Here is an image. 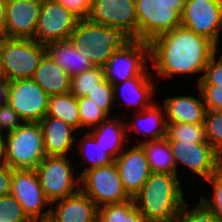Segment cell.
Returning <instances> with one entry per match:
<instances>
[{
	"mask_svg": "<svg viewBox=\"0 0 222 222\" xmlns=\"http://www.w3.org/2000/svg\"><path fill=\"white\" fill-rule=\"evenodd\" d=\"M217 46L204 36L179 26L150 42V58L158 76L204 72Z\"/></svg>",
	"mask_w": 222,
	"mask_h": 222,
	"instance_id": "6da1fadb",
	"label": "cell"
},
{
	"mask_svg": "<svg viewBox=\"0 0 222 222\" xmlns=\"http://www.w3.org/2000/svg\"><path fill=\"white\" fill-rule=\"evenodd\" d=\"M178 175L151 172L133 200L147 222H175L186 203Z\"/></svg>",
	"mask_w": 222,
	"mask_h": 222,
	"instance_id": "7a4b0ae2",
	"label": "cell"
},
{
	"mask_svg": "<svg viewBox=\"0 0 222 222\" xmlns=\"http://www.w3.org/2000/svg\"><path fill=\"white\" fill-rule=\"evenodd\" d=\"M130 38L119 28L92 23L89 19L78 20L70 41L94 66H104L116 49Z\"/></svg>",
	"mask_w": 222,
	"mask_h": 222,
	"instance_id": "3957f363",
	"label": "cell"
},
{
	"mask_svg": "<svg viewBox=\"0 0 222 222\" xmlns=\"http://www.w3.org/2000/svg\"><path fill=\"white\" fill-rule=\"evenodd\" d=\"M5 136V164L12 169H36L45 158L43 134L39 122H23Z\"/></svg>",
	"mask_w": 222,
	"mask_h": 222,
	"instance_id": "277c9868",
	"label": "cell"
},
{
	"mask_svg": "<svg viewBox=\"0 0 222 222\" xmlns=\"http://www.w3.org/2000/svg\"><path fill=\"white\" fill-rule=\"evenodd\" d=\"M186 0H135L138 40L151 42L158 35L181 26Z\"/></svg>",
	"mask_w": 222,
	"mask_h": 222,
	"instance_id": "5b68a950",
	"label": "cell"
},
{
	"mask_svg": "<svg viewBox=\"0 0 222 222\" xmlns=\"http://www.w3.org/2000/svg\"><path fill=\"white\" fill-rule=\"evenodd\" d=\"M45 53V45L35 39L0 36V74L9 82L32 78Z\"/></svg>",
	"mask_w": 222,
	"mask_h": 222,
	"instance_id": "8992f818",
	"label": "cell"
},
{
	"mask_svg": "<svg viewBox=\"0 0 222 222\" xmlns=\"http://www.w3.org/2000/svg\"><path fill=\"white\" fill-rule=\"evenodd\" d=\"M85 193L96 205L117 204L132 199L125 191L115 161L105 166L85 169L80 173Z\"/></svg>",
	"mask_w": 222,
	"mask_h": 222,
	"instance_id": "52a82bcc",
	"label": "cell"
},
{
	"mask_svg": "<svg viewBox=\"0 0 222 222\" xmlns=\"http://www.w3.org/2000/svg\"><path fill=\"white\" fill-rule=\"evenodd\" d=\"M66 158L59 155L45 156L35 169L42 190L52 205L59 199L75 194L81 187L80 176H74L71 164L69 165Z\"/></svg>",
	"mask_w": 222,
	"mask_h": 222,
	"instance_id": "ba28073f",
	"label": "cell"
},
{
	"mask_svg": "<svg viewBox=\"0 0 222 222\" xmlns=\"http://www.w3.org/2000/svg\"><path fill=\"white\" fill-rule=\"evenodd\" d=\"M149 58L150 43L130 39L121 48L116 49L103 66L105 79L115 85L117 80L124 82L134 76H148L145 64Z\"/></svg>",
	"mask_w": 222,
	"mask_h": 222,
	"instance_id": "9c48e42d",
	"label": "cell"
},
{
	"mask_svg": "<svg viewBox=\"0 0 222 222\" xmlns=\"http://www.w3.org/2000/svg\"><path fill=\"white\" fill-rule=\"evenodd\" d=\"M32 222H48L50 208L41 213L43 207L51 203L45 196L35 169H12L11 191Z\"/></svg>",
	"mask_w": 222,
	"mask_h": 222,
	"instance_id": "30bf717a",
	"label": "cell"
},
{
	"mask_svg": "<svg viewBox=\"0 0 222 222\" xmlns=\"http://www.w3.org/2000/svg\"><path fill=\"white\" fill-rule=\"evenodd\" d=\"M181 26L206 37L217 46L222 29V0H186Z\"/></svg>",
	"mask_w": 222,
	"mask_h": 222,
	"instance_id": "8fae6325",
	"label": "cell"
},
{
	"mask_svg": "<svg viewBox=\"0 0 222 222\" xmlns=\"http://www.w3.org/2000/svg\"><path fill=\"white\" fill-rule=\"evenodd\" d=\"M48 102L49 95L32 78L9 82L7 103L24 122H40Z\"/></svg>",
	"mask_w": 222,
	"mask_h": 222,
	"instance_id": "7c38bea8",
	"label": "cell"
},
{
	"mask_svg": "<svg viewBox=\"0 0 222 222\" xmlns=\"http://www.w3.org/2000/svg\"><path fill=\"white\" fill-rule=\"evenodd\" d=\"M92 23L119 28L130 39L138 40L135 0H92Z\"/></svg>",
	"mask_w": 222,
	"mask_h": 222,
	"instance_id": "4fadbf2b",
	"label": "cell"
},
{
	"mask_svg": "<svg viewBox=\"0 0 222 222\" xmlns=\"http://www.w3.org/2000/svg\"><path fill=\"white\" fill-rule=\"evenodd\" d=\"M78 19L55 0H42L35 40L41 44L69 40Z\"/></svg>",
	"mask_w": 222,
	"mask_h": 222,
	"instance_id": "5bb4252c",
	"label": "cell"
},
{
	"mask_svg": "<svg viewBox=\"0 0 222 222\" xmlns=\"http://www.w3.org/2000/svg\"><path fill=\"white\" fill-rule=\"evenodd\" d=\"M176 163L186 165L196 175L209 178L222 168V156L208 143L169 141Z\"/></svg>",
	"mask_w": 222,
	"mask_h": 222,
	"instance_id": "9a60e30c",
	"label": "cell"
},
{
	"mask_svg": "<svg viewBox=\"0 0 222 222\" xmlns=\"http://www.w3.org/2000/svg\"><path fill=\"white\" fill-rule=\"evenodd\" d=\"M42 0H6L4 37L34 39Z\"/></svg>",
	"mask_w": 222,
	"mask_h": 222,
	"instance_id": "2e32d148",
	"label": "cell"
},
{
	"mask_svg": "<svg viewBox=\"0 0 222 222\" xmlns=\"http://www.w3.org/2000/svg\"><path fill=\"white\" fill-rule=\"evenodd\" d=\"M123 151L115 159V163L125 191L134 198L142 189L151 171L146 154L139 144L131 150Z\"/></svg>",
	"mask_w": 222,
	"mask_h": 222,
	"instance_id": "e0dca14e",
	"label": "cell"
},
{
	"mask_svg": "<svg viewBox=\"0 0 222 222\" xmlns=\"http://www.w3.org/2000/svg\"><path fill=\"white\" fill-rule=\"evenodd\" d=\"M97 205L81 190L50 207L48 222H97Z\"/></svg>",
	"mask_w": 222,
	"mask_h": 222,
	"instance_id": "ac0fdd59",
	"label": "cell"
},
{
	"mask_svg": "<svg viewBox=\"0 0 222 222\" xmlns=\"http://www.w3.org/2000/svg\"><path fill=\"white\" fill-rule=\"evenodd\" d=\"M46 156H65L75 137V128L56 117L45 116L40 120Z\"/></svg>",
	"mask_w": 222,
	"mask_h": 222,
	"instance_id": "d6986e66",
	"label": "cell"
},
{
	"mask_svg": "<svg viewBox=\"0 0 222 222\" xmlns=\"http://www.w3.org/2000/svg\"><path fill=\"white\" fill-rule=\"evenodd\" d=\"M202 95L200 99L192 96L171 97L164 100V109L167 113L166 124L186 123L204 124L206 107Z\"/></svg>",
	"mask_w": 222,
	"mask_h": 222,
	"instance_id": "ffe728a7",
	"label": "cell"
},
{
	"mask_svg": "<svg viewBox=\"0 0 222 222\" xmlns=\"http://www.w3.org/2000/svg\"><path fill=\"white\" fill-rule=\"evenodd\" d=\"M32 80L49 96L70 92L71 77L47 53L40 59Z\"/></svg>",
	"mask_w": 222,
	"mask_h": 222,
	"instance_id": "44dd1931",
	"label": "cell"
},
{
	"mask_svg": "<svg viewBox=\"0 0 222 222\" xmlns=\"http://www.w3.org/2000/svg\"><path fill=\"white\" fill-rule=\"evenodd\" d=\"M46 53L70 77L78 75L94 65L88 57L82 55L78 48L69 40L53 41L45 45Z\"/></svg>",
	"mask_w": 222,
	"mask_h": 222,
	"instance_id": "7402d4cb",
	"label": "cell"
},
{
	"mask_svg": "<svg viewBox=\"0 0 222 222\" xmlns=\"http://www.w3.org/2000/svg\"><path fill=\"white\" fill-rule=\"evenodd\" d=\"M121 119H109L102 121L96 129L89 133L94 137L96 142L105 150L114 161L118 155L123 151L124 143L128 141L126 136V127Z\"/></svg>",
	"mask_w": 222,
	"mask_h": 222,
	"instance_id": "603a6c76",
	"label": "cell"
},
{
	"mask_svg": "<svg viewBox=\"0 0 222 222\" xmlns=\"http://www.w3.org/2000/svg\"><path fill=\"white\" fill-rule=\"evenodd\" d=\"M151 172L177 174L176 163L167 137L141 141Z\"/></svg>",
	"mask_w": 222,
	"mask_h": 222,
	"instance_id": "cb8c5ba5",
	"label": "cell"
},
{
	"mask_svg": "<svg viewBox=\"0 0 222 222\" xmlns=\"http://www.w3.org/2000/svg\"><path fill=\"white\" fill-rule=\"evenodd\" d=\"M150 78H151L150 75L134 76L122 82L121 83L122 85H118L119 82L113 85L114 100L116 98L117 91L119 90V87H120V90H119L121 91L120 94L123 98H126L125 101L129 102V104L131 105L133 104L139 105L140 108H142L140 109V112H141L146 107H149L152 104L151 98L153 97L152 95L154 94L153 92L155 90L154 89L155 87H154V82L152 81V78L151 80Z\"/></svg>",
	"mask_w": 222,
	"mask_h": 222,
	"instance_id": "d4e9b609",
	"label": "cell"
},
{
	"mask_svg": "<svg viewBox=\"0 0 222 222\" xmlns=\"http://www.w3.org/2000/svg\"><path fill=\"white\" fill-rule=\"evenodd\" d=\"M45 116L59 118L75 129L80 128L77 97L71 92L49 96Z\"/></svg>",
	"mask_w": 222,
	"mask_h": 222,
	"instance_id": "484cf974",
	"label": "cell"
},
{
	"mask_svg": "<svg viewBox=\"0 0 222 222\" xmlns=\"http://www.w3.org/2000/svg\"><path fill=\"white\" fill-rule=\"evenodd\" d=\"M158 106V107H157ZM159 107V105L152 103L149 107H146L144 110H142L141 112L139 111L138 115V122L142 120H147L145 122L150 124V127H148L147 124L146 126L148 128H146V126H138L136 123H134V125H129L128 124V128L132 129L134 128V130H141L143 132V134H145V136H149V140H157V139H162L164 137L167 136V124H166V116L162 117V109ZM145 117H144V116ZM142 116V117H141ZM144 117V119H143ZM141 124V123H140ZM144 128V129H143Z\"/></svg>",
	"mask_w": 222,
	"mask_h": 222,
	"instance_id": "4316f807",
	"label": "cell"
},
{
	"mask_svg": "<svg viewBox=\"0 0 222 222\" xmlns=\"http://www.w3.org/2000/svg\"><path fill=\"white\" fill-rule=\"evenodd\" d=\"M104 79V68L102 66H93L87 71L71 77L70 92L77 98L87 96Z\"/></svg>",
	"mask_w": 222,
	"mask_h": 222,
	"instance_id": "83f0119b",
	"label": "cell"
},
{
	"mask_svg": "<svg viewBox=\"0 0 222 222\" xmlns=\"http://www.w3.org/2000/svg\"><path fill=\"white\" fill-rule=\"evenodd\" d=\"M168 141L207 142L205 124L172 123L167 125Z\"/></svg>",
	"mask_w": 222,
	"mask_h": 222,
	"instance_id": "f1b7e54d",
	"label": "cell"
},
{
	"mask_svg": "<svg viewBox=\"0 0 222 222\" xmlns=\"http://www.w3.org/2000/svg\"><path fill=\"white\" fill-rule=\"evenodd\" d=\"M79 144L80 153L82 152V155H84V160L87 158L88 162L91 163L88 169L105 166L114 162L90 133H86Z\"/></svg>",
	"mask_w": 222,
	"mask_h": 222,
	"instance_id": "f546056e",
	"label": "cell"
},
{
	"mask_svg": "<svg viewBox=\"0 0 222 222\" xmlns=\"http://www.w3.org/2000/svg\"><path fill=\"white\" fill-rule=\"evenodd\" d=\"M207 142L222 156V110H210L205 116Z\"/></svg>",
	"mask_w": 222,
	"mask_h": 222,
	"instance_id": "4dcf8cb0",
	"label": "cell"
},
{
	"mask_svg": "<svg viewBox=\"0 0 222 222\" xmlns=\"http://www.w3.org/2000/svg\"><path fill=\"white\" fill-rule=\"evenodd\" d=\"M80 115V127H93L107 119V114L87 96L77 98Z\"/></svg>",
	"mask_w": 222,
	"mask_h": 222,
	"instance_id": "1f68e13d",
	"label": "cell"
},
{
	"mask_svg": "<svg viewBox=\"0 0 222 222\" xmlns=\"http://www.w3.org/2000/svg\"><path fill=\"white\" fill-rule=\"evenodd\" d=\"M0 222H32L16 198L11 195L0 196Z\"/></svg>",
	"mask_w": 222,
	"mask_h": 222,
	"instance_id": "d6a6232c",
	"label": "cell"
},
{
	"mask_svg": "<svg viewBox=\"0 0 222 222\" xmlns=\"http://www.w3.org/2000/svg\"><path fill=\"white\" fill-rule=\"evenodd\" d=\"M135 206L134 200L103 205L98 208L97 222H125V215Z\"/></svg>",
	"mask_w": 222,
	"mask_h": 222,
	"instance_id": "836d02e7",
	"label": "cell"
},
{
	"mask_svg": "<svg viewBox=\"0 0 222 222\" xmlns=\"http://www.w3.org/2000/svg\"><path fill=\"white\" fill-rule=\"evenodd\" d=\"M175 222H221L215 214L201 202L193 210H188L186 203L183 205Z\"/></svg>",
	"mask_w": 222,
	"mask_h": 222,
	"instance_id": "e575fe53",
	"label": "cell"
},
{
	"mask_svg": "<svg viewBox=\"0 0 222 222\" xmlns=\"http://www.w3.org/2000/svg\"><path fill=\"white\" fill-rule=\"evenodd\" d=\"M87 97L91 99L99 109L109 115L110 109L114 103L113 85L104 79L98 84V87L87 95Z\"/></svg>",
	"mask_w": 222,
	"mask_h": 222,
	"instance_id": "d590c367",
	"label": "cell"
},
{
	"mask_svg": "<svg viewBox=\"0 0 222 222\" xmlns=\"http://www.w3.org/2000/svg\"><path fill=\"white\" fill-rule=\"evenodd\" d=\"M205 180L214 186V194L212 200L205 199L204 196H201L200 202L211 210L222 222V168L216 174Z\"/></svg>",
	"mask_w": 222,
	"mask_h": 222,
	"instance_id": "8d00e7d4",
	"label": "cell"
},
{
	"mask_svg": "<svg viewBox=\"0 0 222 222\" xmlns=\"http://www.w3.org/2000/svg\"><path fill=\"white\" fill-rule=\"evenodd\" d=\"M216 59L215 52L205 65V73L198 79L199 85H217L222 87V55L218 61Z\"/></svg>",
	"mask_w": 222,
	"mask_h": 222,
	"instance_id": "74e56055",
	"label": "cell"
},
{
	"mask_svg": "<svg viewBox=\"0 0 222 222\" xmlns=\"http://www.w3.org/2000/svg\"><path fill=\"white\" fill-rule=\"evenodd\" d=\"M207 111L222 110V87L217 85H199Z\"/></svg>",
	"mask_w": 222,
	"mask_h": 222,
	"instance_id": "f35d334b",
	"label": "cell"
},
{
	"mask_svg": "<svg viewBox=\"0 0 222 222\" xmlns=\"http://www.w3.org/2000/svg\"><path fill=\"white\" fill-rule=\"evenodd\" d=\"M22 122V123H21ZM21 117L13 110L8 104L0 105V132L3 133L4 129L8 132L14 131L16 128L23 124ZM8 129V130H7Z\"/></svg>",
	"mask_w": 222,
	"mask_h": 222,
	"instance_id": "ab89813d",
	"label": "cell"
},
{
	"mask_svg": "<svg viewBox=\"0 0 222 222\" xmlns=\"http://www.w3.org/2000/svg\"><path fill=\"white\" fill-rule=\"evenodd\" d=\"M72 13L78 20L88 19L91 14L92 0H55Z\"/></svg>",
	"mask_w": 222,
	"mask_h": 222,
	"instance_id": "60d3db41",
	"label": "cell"
},
{
	"mask_svg": "<svg viewBox=\"0 0 222 222\" xmlns=\"http://www.w3.org/2000/svg\"><path fill=\"white\" fill-rule=\"evenodd\" d=\"M12 168L6 164L0 165V196L8 195L11 191Z\"/></svg>",
	"mask_w": 222,
	"mask_h": 222,
	"instance_id": "b9f144b4",
	"label": "cell"
},
{
	"mask_svg": "<svg viewBox=\"0 0 222 222\" xmlns=\"http://www.w3.org/2000/svg\"><path fill=\"white\" fill-rule=\"evenodd\" d=\"M9 81L0 74V105L7 103Z\"/></svg>",
	"mask_w": 222,
	"mask_h": 222,
	"instance_id": "7bdbcfd3",
	"label": "cell"
},
{
	"mask_svg": "<svg viewBox=\"0 0 222 222\" xmlns=\"http://www.w3.org/2000/svg\"><path fill=\"white\" fill-rule=\"evenodd\" d=\"M125 222H147L144 216L139 212L138 208L134 206L128 213L125 215Z\"/></svg>",
	"mask_w": 222,
	"mask_h": 222,
	"instance_id": "ee69618b",
	"label": "cell"
},
{
	"mask_svg": "<svg viewBox=\"0 0 222 222\" xmlns=\"http://www.w3.org/2000/svg\"><path fill=\"white\" fill-rule=\"evenodd\" d=\"M6 0H0V36L4 37Z\"/></svg>",
	"mask_w": 222,
	"mask_h": 222,
	"instance_id": "f6af8a7d",
	"label": "cell"
},
{
	"mask_svg": "<svg viewBox=\"0 0 222 222\" xmlns=\"http://www.w3.org/2000/svg\"><path fill=\"white\" fill-rule=\"evenodd\" d=\"M5 135L0 132V165L5 164V151H4V143H5Z\"/></svg>",
	"mask_w": 222,
	"mask_h": 222,
	"instance_id": "bcb514c9",
	"label": "cell"
}]
</instances>
